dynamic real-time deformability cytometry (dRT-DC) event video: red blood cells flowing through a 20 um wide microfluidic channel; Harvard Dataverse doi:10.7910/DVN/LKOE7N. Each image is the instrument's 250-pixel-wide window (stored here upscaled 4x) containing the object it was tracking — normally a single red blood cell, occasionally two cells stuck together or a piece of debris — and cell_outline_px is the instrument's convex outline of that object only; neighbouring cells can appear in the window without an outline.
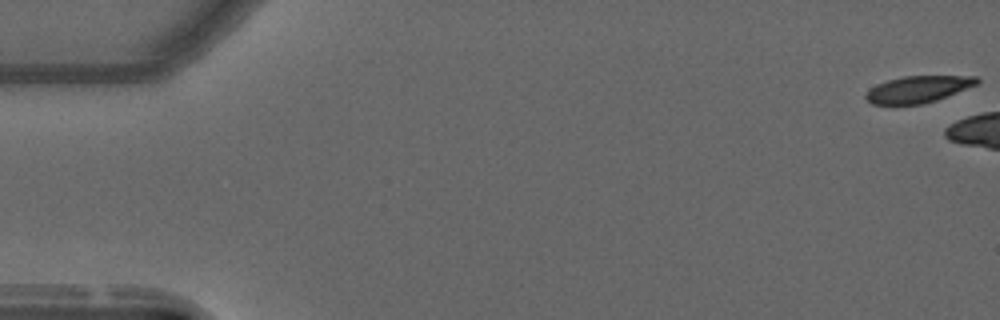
{"species": "common noctule bat (a hibernating species)", "species_latin": "Nyctalus noctula", "temperature_condition": "warm", "stored_images_in_passage": 5, "camera_frame_rate_fps": 3000, "um_per_image_px": 0.085, "animal": {"sex": "male", "forearm_length_mm": 52.5}, "frame": {"image": 1, "passage_image": 1, "time_ms": 0.0, "image_size_px": [1000, 320], "cell_outline_px": [[980, 80], [976, 84], [936, 100], [920, 104], [872, 104], [864, 96], [876, 84], [888, 80], [904, 76], [976, 76]], "centroid_in_image_um": [78.02, 7.58], "position_along_channel_um": 7.0, "area_um2": 16.88}}